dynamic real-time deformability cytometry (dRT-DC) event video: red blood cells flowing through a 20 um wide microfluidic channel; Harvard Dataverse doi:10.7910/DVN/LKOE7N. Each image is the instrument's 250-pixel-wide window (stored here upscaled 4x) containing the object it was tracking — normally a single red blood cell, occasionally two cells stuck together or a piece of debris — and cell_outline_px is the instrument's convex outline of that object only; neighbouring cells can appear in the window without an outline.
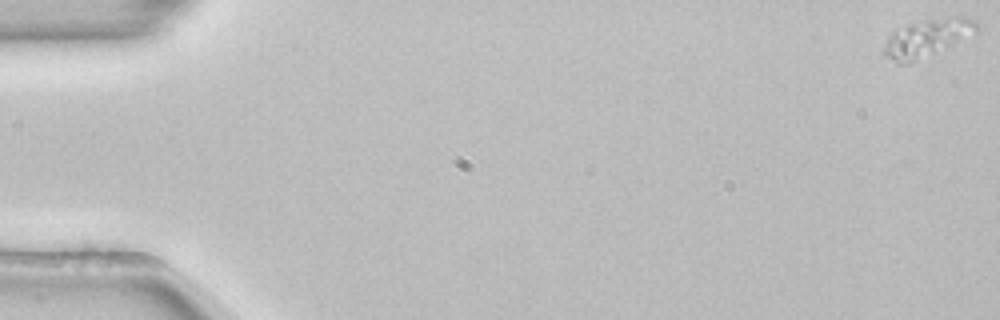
{"species": "common noctule bat (a hibernating species)", "species_latin": "Nyctalus noctula", "temperature_condition": "room temperature", "stored_images_in_passage": 55, "camera_frame_rate_fps": 3000, "um_per_image_px": 0.085, "animal": {"sex": "female", "body_mass_g": 22.7, "forearm_length_mm": 54.2}, "frame": {"image": 1, "passage_image": 1, "time_ms": 0.0, "image_size_px": [1000, 320], "cell_outline_px": [[980, 28], [976, 32], [908, 64], [900, 64], [884, 56], [884, 48], [892, 32], [908, 24], [924, 20], [956, 16], [964, 16], [972, 20]], "centroid_in_image_um": [78.78, 3.21], "position_along_channel_um": 6.2, "area_um2": 19.48}}
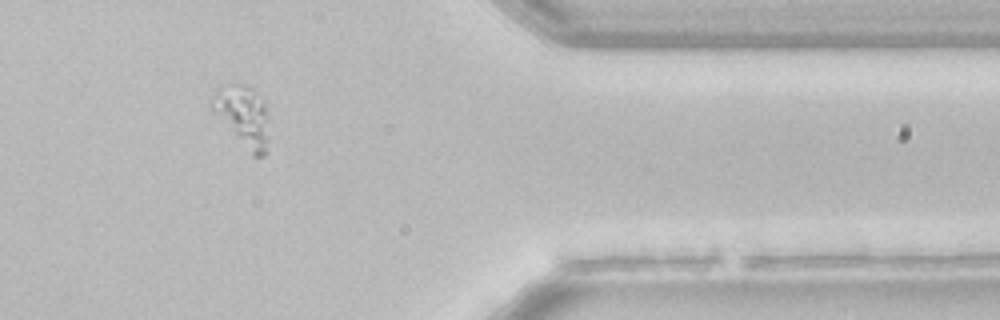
{"frame": {"image": 2, "passage_image": 46, "time_ms": 15.0, "image_size_px": [1000, 320], "cell_outline_px": [[268, 152], [264, 156], [252, 156], [208, 108], [208, 96], [220, 88], [240, 84], [248, 84], [264, 100], [268, 140]], "centroid_in_image_um": [20.59, 9.88], "position_along_channel_um": 390.8, "area_um2": 20.58}}
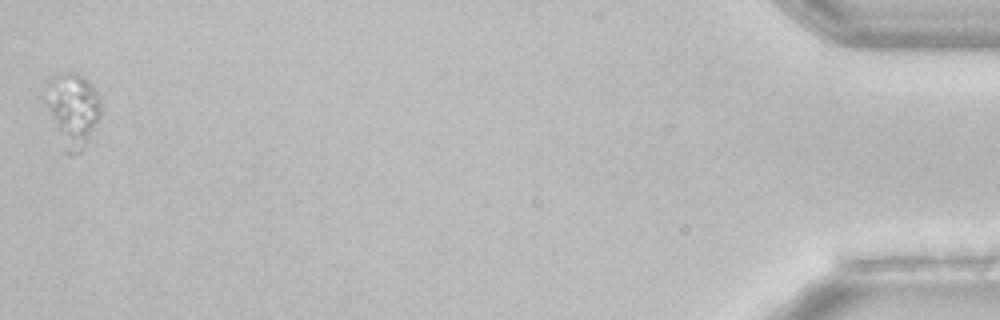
{"frame": {"image": 3, "passage_image": 55, "time_ms": 18.0, "image_size_px": [1000, 320], "cell_outline_px": [[100, 116], [80, 152], [72, 156], [68, 156], [64, 152], [40, 96], [52, 72], [76, 72], [88, 80], [92, 84], [100, 96]], "centroid_in_image_um": [6.07, 9.26], "position_along_channel_um": 429.1, "area_um2": 24.8}}